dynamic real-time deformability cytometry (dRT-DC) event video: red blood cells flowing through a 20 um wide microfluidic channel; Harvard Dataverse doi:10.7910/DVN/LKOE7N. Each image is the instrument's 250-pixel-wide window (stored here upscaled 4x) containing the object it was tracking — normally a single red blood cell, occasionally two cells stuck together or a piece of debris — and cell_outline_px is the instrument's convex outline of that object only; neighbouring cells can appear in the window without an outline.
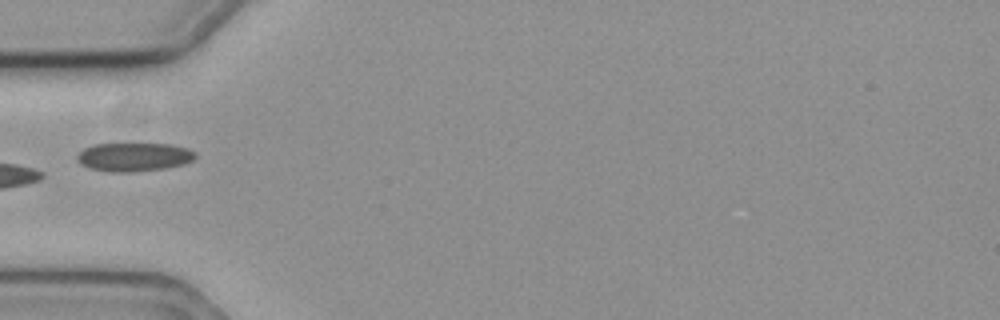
{"species": "common noctule bat (a hibernating species)", "species_latin": "Nyctalus noctula", "temperature_condition": "cold", "stored_images_in_passage": 37, "camera_frame_rate_fps": 3000, "um_per_image_px": 0.085, "animal": {"sex": "female", "body_mass_g": 19.3, "forearm_length_mm": 54.1}, "frame": {"image": 1, "passage_image": 1, "time_ms": 0.0, "image_size_px": [1000, 320], "cell_outline_px": [[196, 156], [192, 160], [184, 164], [164, 168], [132, 172], [112, 172], [88, 168], [80, 164], [76, 160], [76, 156], [84, 148], [92, 144], [172, 144], [188, 148], [196, 152]], "centroid_in_image_um": [11.37, 13.34], "position_along_channel_um": 73.6, "area_um2": 19.83}}